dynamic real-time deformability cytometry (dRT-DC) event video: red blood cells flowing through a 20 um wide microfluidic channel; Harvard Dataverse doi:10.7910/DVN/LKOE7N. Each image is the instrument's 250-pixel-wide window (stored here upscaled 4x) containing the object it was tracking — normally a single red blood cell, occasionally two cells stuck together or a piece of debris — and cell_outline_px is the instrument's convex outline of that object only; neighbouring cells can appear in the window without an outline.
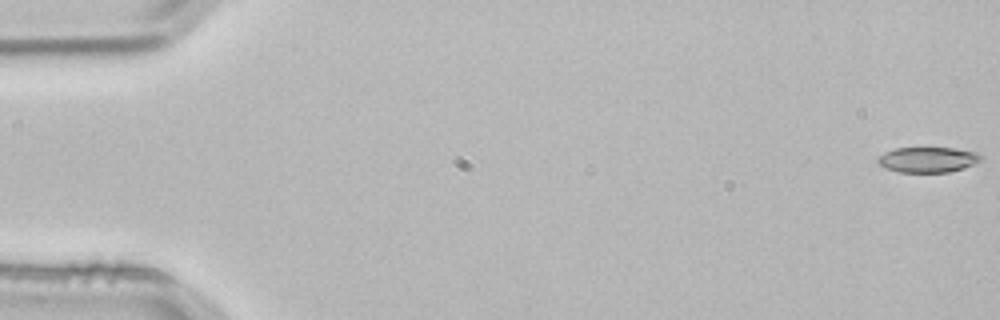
{"species": "common noctule bat (a hibernating species)", "species_latin": "Nyctalus noctula", "temperature_condition": "room temperature", "stored_images_in_passage": 4, "camera_frame_rate_fps": 3000, "um_per_image_px": 0.085, "animal": {"sex": "male", "body_mass_g": 21.5, "forearm_length_mm": 52.0}, "frame": {"image": 1, "passage_image": 1, "time_ms": 0.0, "image_size_px": [1000, 320], "cell_outline_px": [[980, 160], [976, 164], [964, 168], [948, 172], [900, 172], [884, 168], [876, 164], [876, 156], [884, 152], [896, 148], [956, 148], [976, 152], [980, 156]], "centroid_in_image_um": [78.8, 13.57], "position_along_channel_um": 6.2, "area_um2": 15.43}}
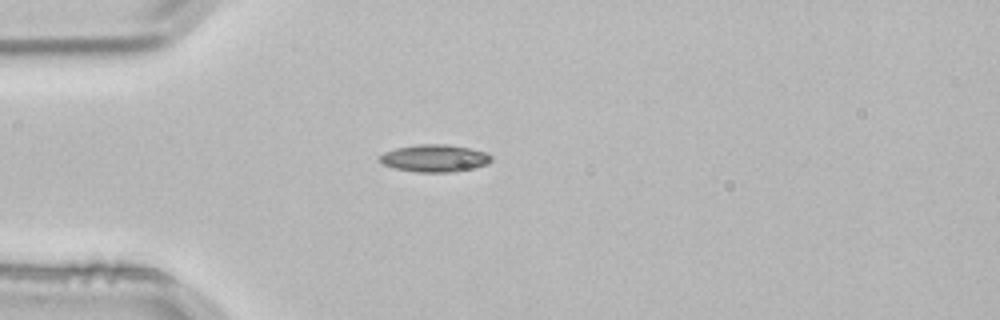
{"frame": {"image": 2, "passage_image": 4, "time_ms": 1.0, "image_size_px": [1000, 320], "cell_outline_px": [[492, 160], [488, 164], [456, 172], [416, 172], [396, 168], [384, 164], [380, 160], [380, 156], [384, 152], [396, 148], [416, 144], [448, 144], [472, 148], [488, 152], [492, 156]], "centroid_in_image_um": [37.01, 13.44], "position_along_channel_um": 48.0, "area_um2": 17.92}}